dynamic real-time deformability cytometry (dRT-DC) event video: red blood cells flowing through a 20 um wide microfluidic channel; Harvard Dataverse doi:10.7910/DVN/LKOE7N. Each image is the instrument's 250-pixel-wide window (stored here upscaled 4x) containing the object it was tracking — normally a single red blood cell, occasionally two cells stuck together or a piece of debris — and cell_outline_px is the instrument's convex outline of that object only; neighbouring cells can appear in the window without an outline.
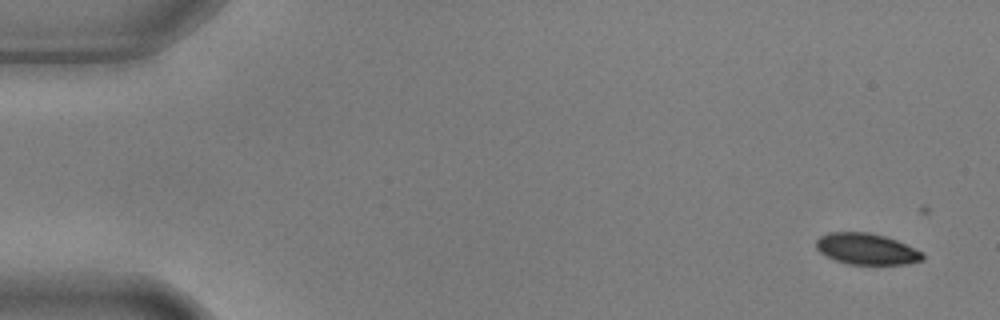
{"species": "common noctule bat (a hibernating species)", "species_latin": "Nyctalus noctula", "temperature_condition": "warm", "stored_images_in_passage": 5, "camera_frame_rate_fps": 3000, "um_per_image_px": 0.085, "animal": {"sex": "male", "body_mass_g": 17.9, "forearm_length_mm": 54.2}, "frame": {"image": 1, "passage_image": 1, "time_ms": 0.0, "image_size_px": [1000, 320], "cell_outline_px": [[924, 260], [908, 264], [848, 264], [836, 260], [820, 252], [816, 248], [816, 240], [820, 236], [828, 232], [868, 232], [884, 236], [896, 240], [924, 252]], "centroid_in_image_um": [73.68, 21.16], "position_along_channel_um": 11.3, "area_um2": 19.36}}
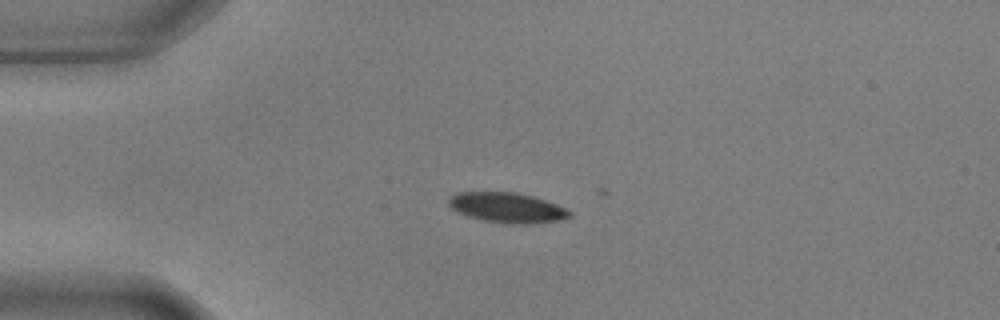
{"frame": {"image": 2, "passage_image": 4, "time_ms": 1.0, "image_size_px": [1000, 320], "cell_outline_px": [[572, 216], [560, 220], [528, 224], [508, 224], [484, 220], [468, 216], [456, 212], [448, 204], [448, 196], [456, 192], [516, 192], [532, 196], [568, 208], [572, 212]], "centroid_in_image_um": [43.1, 17.65], "position_along_channel_um": 41.9, "area_um2": 21.39}}